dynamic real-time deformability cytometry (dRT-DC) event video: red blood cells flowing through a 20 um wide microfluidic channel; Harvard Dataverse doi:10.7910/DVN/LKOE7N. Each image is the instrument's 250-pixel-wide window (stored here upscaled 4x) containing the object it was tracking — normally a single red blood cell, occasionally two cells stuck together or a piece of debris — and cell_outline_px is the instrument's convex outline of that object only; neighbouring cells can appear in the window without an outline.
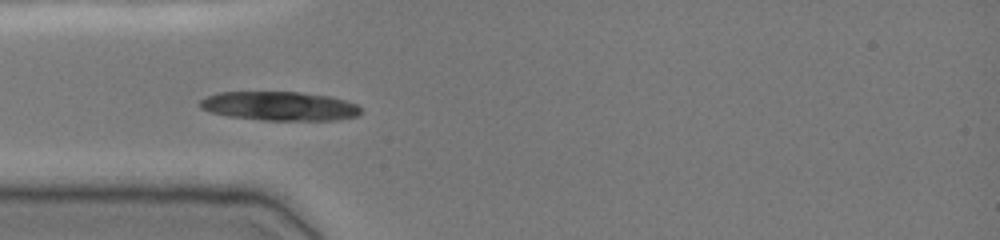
{"species": "common noctule bat (a hibernating species)", "species_latin": "Nyctalus noctula", "temperature_condition": "cold", "stored_images_in_passage": 5, "camera_frame_rate_fps": 3000, "um_per_image_px": 0.085, "animal": {"sex": "female", "body_mass_g": 19.0, "forearm_length_mm": 51.5}, "frame": {"image": 1, "passage_image": 2, "time_ms": 0.333, "image_size_px": [1000, 240], "cell_outline_px": [[360, 112], [356, 116], [336, 120], [264, 120], [228, 116], [212, 112], [200, 108], [200, 100], [208, 96], [220, 92], [300, 92], [328, 96], [344, 100], [356, 104], [360, 108]], "centroid_in_image_um": [23.75, 9.02], "position_along_channel_um": 61.2, "area_um2": 26.93}}